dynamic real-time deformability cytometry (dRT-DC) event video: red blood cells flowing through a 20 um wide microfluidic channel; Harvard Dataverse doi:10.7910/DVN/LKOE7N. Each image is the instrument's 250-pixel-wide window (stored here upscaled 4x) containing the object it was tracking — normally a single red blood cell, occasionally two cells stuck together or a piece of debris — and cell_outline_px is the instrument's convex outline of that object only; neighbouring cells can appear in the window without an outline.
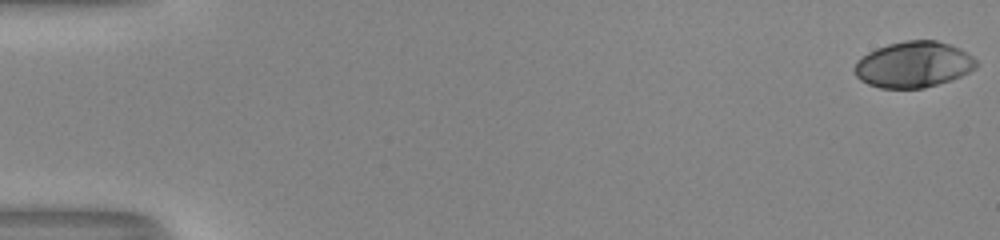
{"species": "human", "species_latin": "Homo sapiens", "temperature_condition": "room temperature", "stored_images_in_passage": 53, "camera_frame_rate_fps": 3000, "um_per_image_px": 0.085, "donor": {"sex": "male"}, "frame": {"image": 1, "passage_image": 1, "time_ms": 0.0, "image_size_px": [1000, 240], "cell_outline_px": [[980, 64], [976, 68], [960, 76], [924, 88], [880, 88], [868, 84], [860, 80], [856, 76], [852, 68], [856, 60], [868, 52], [876, 48], [888, 44], [904, 40], [936, 40], [960, 48], [968, 52]], "centroid_in_image_um": [77.62, 5.47], "position_along_channel_um": 7.4, "area_um2": 32.83}}
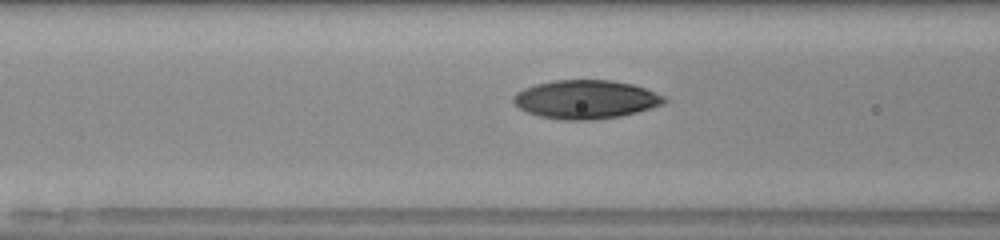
{"frame": {"image": 2, "passage_image": 23, "time_ms": 7.333, "image_size_px": [1000, 240], "cell_outline_px": [[668, 100], [664, 104], [652, 108], [620, 116], [588, 120], [564, 120], [540, 116], [528, 112], [520, 108], [512, 100], [512, 96], [516, 92], [524, 88], [536, 84], [556, 80], [612, 80], [632, 84], [644, 88], [664, 96]], "centroid_in_image_um": [49.79, 8.44], "position_along_channel_um": 116.8, "area_um2": 33.81}}
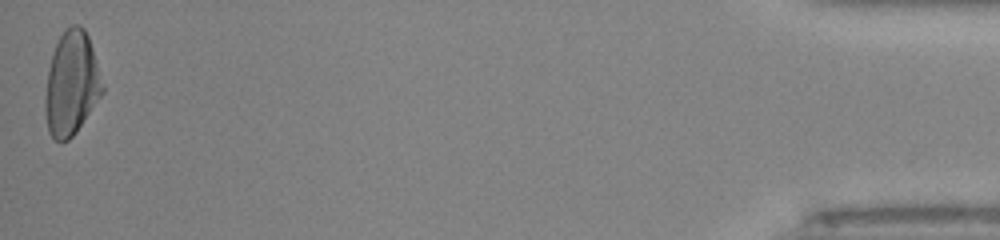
{"frame": {"image": 3, "passage_image": 53, "time_ms": 17.333, "image_size_px": [1000, 240], "cell_outline_px": [[104, 92], [76, 132], [68, 140], [56, 140], [48, 132], [44, 108], [44, 100], [48, 72], [52, 52], [64, 28], [72, 24], [80, 24], [84, 28], [88, 36], [92, 48], [104, 88]], "centroid_in_image_um": [6.06, 7.09], "position_along_channel_um": 429.1, "area_um2": 34.56}, "authors_computed_cell_mechanics": {"area_um2": 33.2928, "velocity_mm_per_s": 4.0723, "shape_relaxation_time_tau1_ms": 4.8399, "shape_relaxation_time_tau2_ms": 0.8002, "deformation_change_tau1": 0.2217, "deformation_change_tau2": 0.0381}}